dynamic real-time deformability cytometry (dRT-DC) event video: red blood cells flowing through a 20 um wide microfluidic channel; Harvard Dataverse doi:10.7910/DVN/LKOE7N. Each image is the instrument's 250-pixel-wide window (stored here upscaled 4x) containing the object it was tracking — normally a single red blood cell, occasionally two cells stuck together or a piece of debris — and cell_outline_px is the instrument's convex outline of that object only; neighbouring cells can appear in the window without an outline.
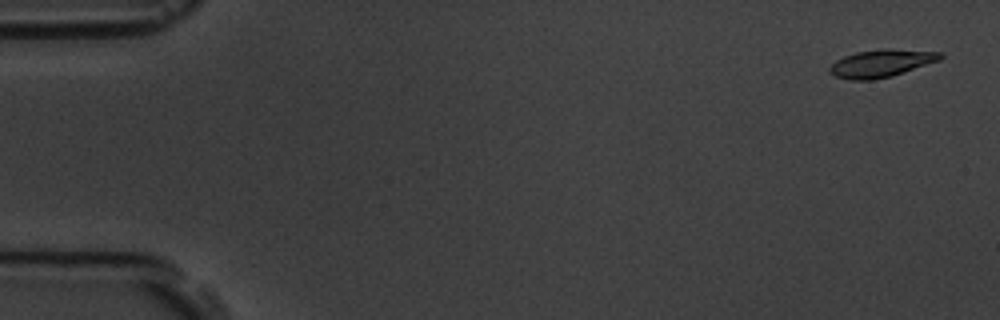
{"species": "common noctule bat (a hibernating species)", "species_latin": "Nyctalus noctula", "temperature_condition": "room temperature", "stored_images_in_passage": 3, "camera_frame_rate_fps": 3000, "um_per_image_px": 0.085, "animal": {"sex": "male", "body_mass_g": 19.5, "forearm_length_mm": 54.6}, "frame": {"image": 1, "passage_image": 1, "time_ms": 0.0, "image_size_px": [1000, 320], "cell_outline_px": [[944, 56], [940, 60], [892, 76], [872, 80], [848, 80], [836, 76], [828, 72], [828, 68], [836, 60], [844, 56], [856, 52], [888, 48], [940, 52]], "centroid_in_image_um": [74.89, 5.38], "position_along_channel_um": 10.1, "area_um2": 17.8}}